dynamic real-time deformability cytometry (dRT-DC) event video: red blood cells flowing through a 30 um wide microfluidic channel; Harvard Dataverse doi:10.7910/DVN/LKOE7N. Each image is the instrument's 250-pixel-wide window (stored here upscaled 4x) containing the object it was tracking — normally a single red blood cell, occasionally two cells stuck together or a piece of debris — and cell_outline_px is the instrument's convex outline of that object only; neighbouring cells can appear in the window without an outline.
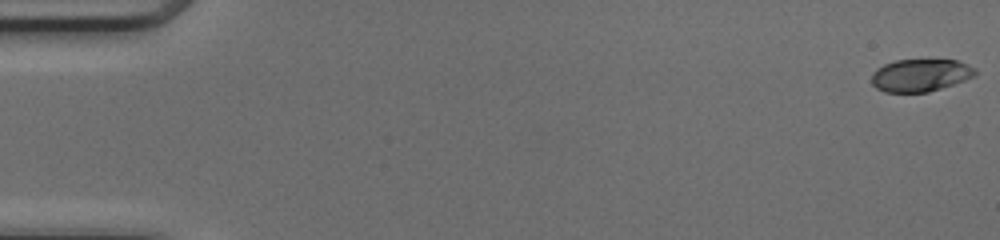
{"species": "common noctule bat (a hibernating species)", "species_latin": "Nyctalus noctula", "temperature_condition": "cold", "stored_images_in_passage": 50, "camera_frame_rate_fps": 3000, "um_per_image_px": 0.085, "animal": {"sex": "female", "body_mass_g": 17.0, "forearm_length_mm": 48.0}, "frame": {"image": 1, "passage_image": 1, "time_ms": 0.0, "image_size_px": [1000, 240], "cell_outline_px": [[976, 76], [928, 92], [884, 92], [876, 88], [872, 84], [872, 76], [876, 68], [884, 64], [896, 60], [956, 60], [968, 64], [976, 68]], "centroid_in_image_um": [78.23, 6.39], "position_along_channel_um": 6.8, "area_um2": 19.59}}
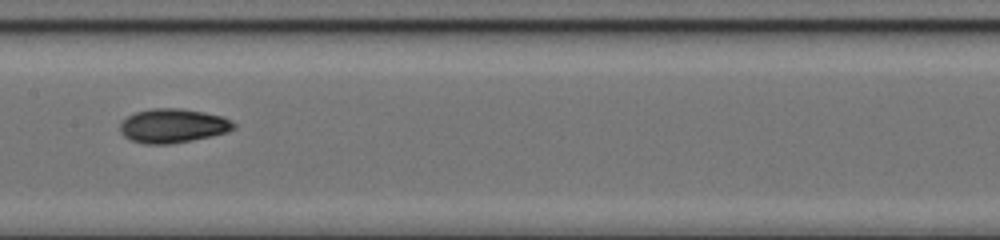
{"frame": {"image": 2, "passage_image": 26, "time_ms": 8.333, "image_size_px": [1000, 240], "cell_outline_px": [[236, 128], [228, 132], [212, 136], [192, 140], [168, 144], [144, 144], [132, 140], [124, 136], [120, 132], [120, 120], [136, 112], [152, 108], [180, 108], [204, 112], [224, 116], [232, 120], [236, 124]], "centroid_in_image_um": [14.72, 10.68], "position_along_channel_um": 192.7, "area_um2": 22.83}}
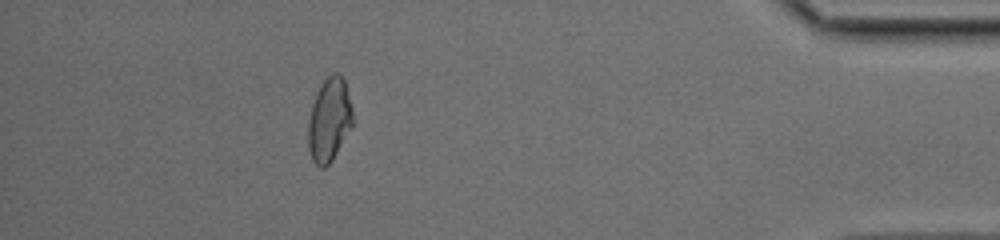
{"frame": {"image": 3, "passage_image": 45, "time_ms": 14.667, "image_size_px": [1000, 240], "cell_outline_px": [[352, 128], [332, 160], [324, 168], [320, 168], [312, 160], [308, 148], [308, 120], [312, 104], [316, 92], [324, 80], [332, 72], [340, 72], [344, 76], [352, 108]], "centroid_in_image_um": [27.99, 10.16], "position_along_channel_um": 407.2, "area_um2": 22.02}, "authors_computed_cell_mechanics": {"area_um2": 21.4438, "velocity_mm_per_s": 4.2031, "shape_relaxation_time_tau1_ms": 3.7355, "shape_relaxation_time_tau2_ms": 2.2406, "deformation_change_tau1": 0.1575, "deformation_change_tau2": 0.0599}}